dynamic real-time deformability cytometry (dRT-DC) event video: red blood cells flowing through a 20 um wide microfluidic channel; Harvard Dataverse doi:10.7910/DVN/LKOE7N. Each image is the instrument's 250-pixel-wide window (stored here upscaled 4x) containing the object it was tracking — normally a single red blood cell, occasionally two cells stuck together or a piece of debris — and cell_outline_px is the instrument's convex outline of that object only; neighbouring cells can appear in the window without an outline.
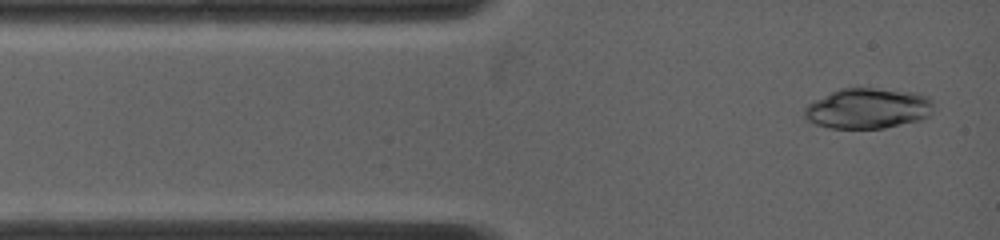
{"species": "common noctule bat (a hibernating species)", "species_latin": "Nyctalus noctula", "temperature_condition": "warm", "stored_images_in_passage": 66, "camera_frame_rate_fps": 5000, "um_per_image_px": 0.085, "animal": {"sex": "female", "body_mass_g": 19.0, "forearm_length_mm": 53.3}, "frame": {"image": 1, "passage_image": 3, "time_ms": 0.4, "image_size_px": [1000, 240], "cell_outline_px": [[932, 112], [924, 120], [884, 128], [828, 128], [816, 124], [808, 120], [804, 116], [804, 108], [808, 104], [840, 88], [872, 88], [912, 92], [928, 96], [932, 100]], "centroid_in_image_um": [73.8, 9.23], "position_along_channel_um": 11.2, "area_um2": 30.4}}
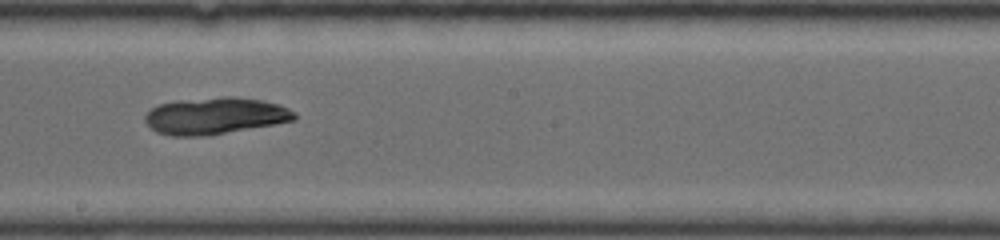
{"frame": {"image": 2, "passage_image": 35, "time_ms": 6.8, "image_size_px": [1000, 240], "cell_outline_px": [[296, 120], [208, 136], [172, 136], [156, 132], [144, 120], [144, 116], [152, 108], [160, 104], [224, 96], [236, 96], [260, 100], [276, 104], [288, 108], [296, 116]], "centroid_in_image_um": [18.29, 9.87], "position_along_channel_um": 229.9, "area_um2": 31.56}}
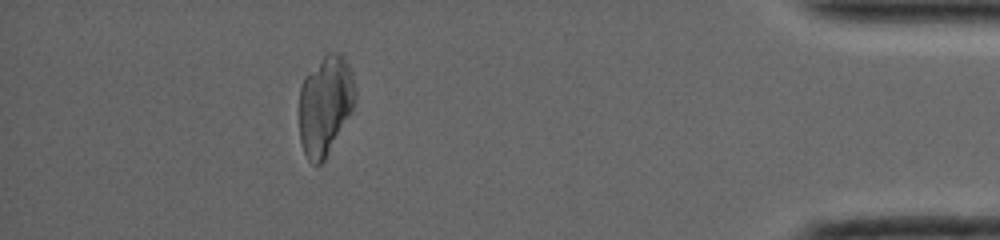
{"frame": {"image": 3, "passage_image": 65, "time_ms": 12.8, "image_size_px": [1000, 240], "cell_outline_px": [[356, 100], [352, 108], [324, 160], [320, 164], [312, 164], [308, 160], [304, 152], [300, 140], [300, 88], [304, 76], [328, 52], [340, 52], [344, 56], [352, 72], [356, 92]], "centroid_in_image_um": [27.64, 8.9], "position_along_channel_um": 407.6, "area_um2": 32.08}}